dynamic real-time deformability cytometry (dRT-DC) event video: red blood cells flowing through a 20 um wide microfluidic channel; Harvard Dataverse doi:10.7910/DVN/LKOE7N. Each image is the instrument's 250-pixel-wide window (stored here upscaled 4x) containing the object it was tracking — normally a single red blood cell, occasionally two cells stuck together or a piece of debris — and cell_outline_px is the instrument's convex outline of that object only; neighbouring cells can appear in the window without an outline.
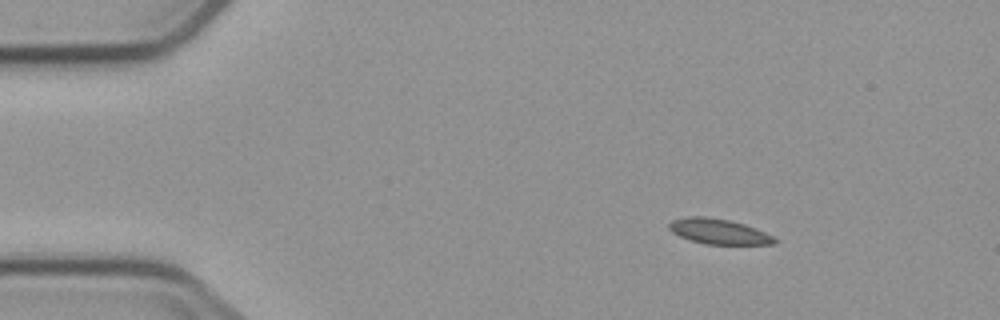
{"species": "common noctule bat (a hibernating species)", "species_latin": "Nyctalus noctula", "temperature_condition": "cold", "stored_images_in_passage": 5, "segment_of_instrument_passage": [1, 2], "camera_frame_rate_fps": 3000, "um_per_image_px": 0.085, "animal": {"sex": "male", "body_mass_g": 23.1, "forearm_length_mm": 52.7}, "frame": {"image": 1, "passage_image": 2, "time_ms": 1.333, "image_size_px": [1000, 320], "cell_outline_px": [[776, 244], [704, 244], [680, 236], [672, 232], [668, 228], [668, 224], [672, 220], [688, 216], [704, 216], [728, 220], [744, 224], [756, 228], [772, 236], [776, 240]], "centroid_in_image_um": [61.06, 19.67], "position_along_channel_um": 23.9, "area_um2": 15.37}}
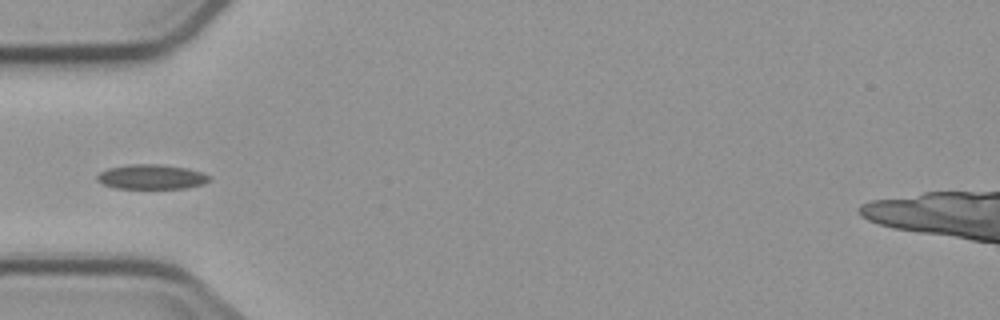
{"frame": {"image": 2, "passage_image": 4, "time_ms": 4.667, "image_size_px": [1000, 320], "cell_outline_px": [[212, 180], [204, 184], [184, 188], [116, 188], [104, 184], [96, 180], [96, 176], [100, 172], [108, 168], [132, 164], [156, 164], [188, 168], [200, 172], [208, 176]], "centroid_in_image_um": [12.87, 15.03], "position_along_channel_um": 72.1, "area_um2": 16.01}}